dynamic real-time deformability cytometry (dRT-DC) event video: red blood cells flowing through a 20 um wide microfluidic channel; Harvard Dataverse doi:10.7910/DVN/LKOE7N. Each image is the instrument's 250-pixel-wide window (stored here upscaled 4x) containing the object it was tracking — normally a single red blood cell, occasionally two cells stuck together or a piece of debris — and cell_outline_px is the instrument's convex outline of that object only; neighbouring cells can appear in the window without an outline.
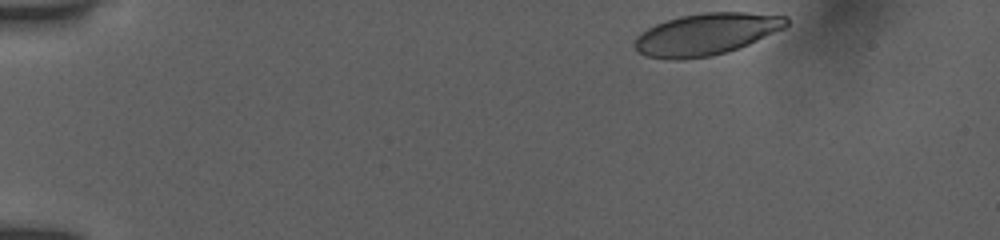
{"species": "human", "species_latin": "Homo sapiens", "temperature_condition": "room temperature", "stored_images_in_passage": 40, "camera_frame_rate_fps": 3000, "um_per_image_px": 0.085, "donor": {"sex": "female"}, "frame": {"image": 1, "passage_image": 1, "time_ms": 0.0, "image_size_px": [1000, 240], "cell_outline_px": [[788, 24], [784, 28], [748, 44], [724, 52], [708, 56], [680, 60], [672, 60], [644, 56], [632, 44], [636, 36], [648, 28], [656, 24], [680, 16], [704, 12], [744, 12], [788, 16]], "centroid_in_image_um": [60.0, 2.9], "position_along_channel_um": 25.0, "area_um2": 36.7}}
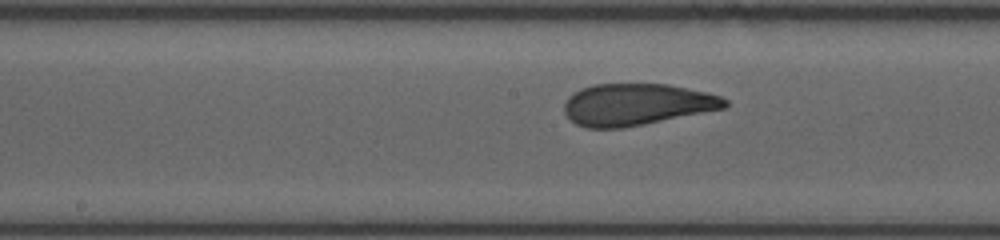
{"frame": {"image": 2, "passage_image": 22, "time_ms": 7.0, "image_size_px": [1000, 240], "cell_outline_px": [[728, 108], [624, 128], [584, 128], [576, 124], [564, 112], [564, 104], [568, 96], [572, 92], [580, 88], [592, 84], [668, 84], [708, 92], [720, 96], [728, 100]], "centroid_in_image_um": [54.12, 8.88], "position_along_channel_um": 194.1, "area_um2": 39.54}}
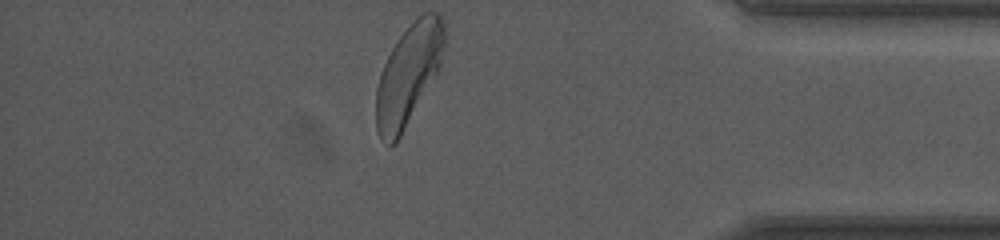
{"frame": {"image": 3, "passage_image": 40, "time_ms": 13.0, "image_size_px": [1000, 240], "cell_outline_px": [[444, 44], [440, 68], [396, 144], [388, 144], [380, 136], [376, 128], [376, 88], [380, 72], [396, 40], [416, 16], [424, 12], [440, 12], [444, 24]], "centroid_in_image_um": [34.72, 6.31], "position_along_channel_um": 400.5, "area_um2": 40.0}, "authors_computed_cell_mechanics": {"area_um2": 39.5352, "velocity_mm_per_s": 3.8859, "shape_relaxation_time_tau1_ms": 2.8307, "shape_relaxation_time_tau2_ms": 0.7695, "deformation_change_tau1": 0.1521, "deformation_change_tau2": 0.0691}}